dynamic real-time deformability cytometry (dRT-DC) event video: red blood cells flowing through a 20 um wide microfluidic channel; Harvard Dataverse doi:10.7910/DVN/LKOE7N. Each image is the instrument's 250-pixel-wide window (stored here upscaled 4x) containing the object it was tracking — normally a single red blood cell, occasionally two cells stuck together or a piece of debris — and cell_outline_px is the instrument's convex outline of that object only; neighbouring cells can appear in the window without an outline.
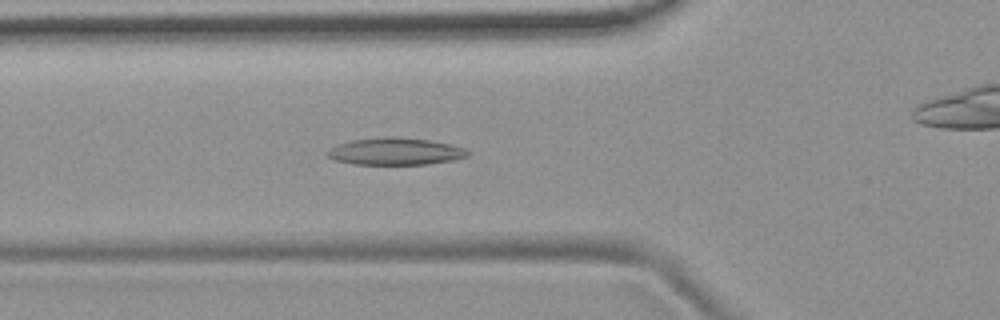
{"species": "common noctule bat (a hibernating species)", "species_latin": "Nyctalus noctula", "temperature_condition": "room temperature", "stored_images_in_passage": 45, "camera_frame_rate_fps": 3000, "um_per_image_px": 0.085, "animal": {"sex": "female", "body_mass_g": 19.9}, "frame": {"image": 1, "passage_image": 10, "time_ms": 3.0, "image_size_px": [1000, 320], "cell_outline_px": [[468, 156], [452, 160], [428, 164], [352, 164], [336, 160], [328, 156], [324, 152], [328, 148], [336, 144], [352, 140], [392, 136], [396, 136], [428, 140], [448, 144], [464, 148], [468, 152]], "centroid_in_image_um": [33.54, 12.87], "position_along_channel_um": 92.3, "area_um2": 22.08}}
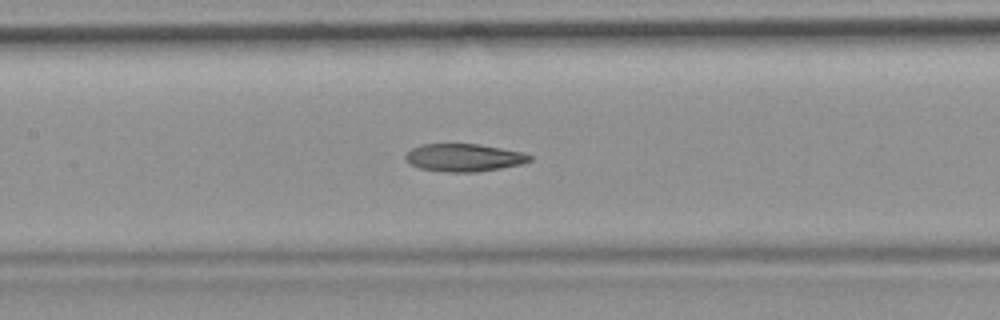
{"frame": {"image": 2, "passage_image": 16, "time_ms": 5.0, "image_size_px": [1000, 320], "cell_outline_px": [[532, 160], [524, 164], [476, 172], [448, 172], [420, 168], [408, 164], [404, 160], [404, 156], [412, 148], [424, 144], [480, 144], [524, 152], [532, 156]], "centroid_in_image_um": [39.45, 13.4], "position_along_channel_um": 168.0, "area_um2": 20.23}}
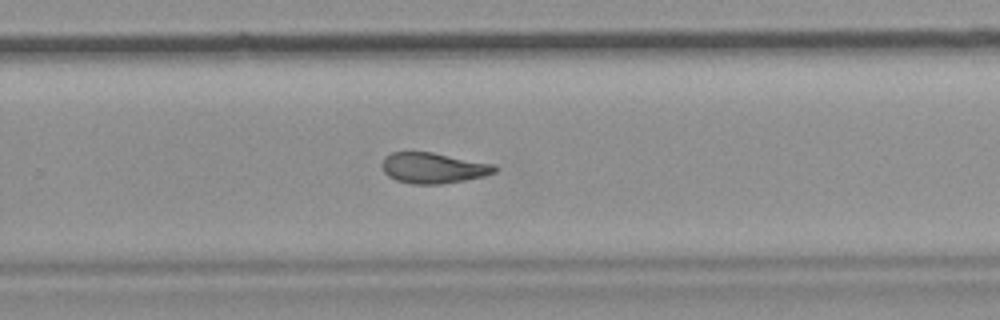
{"frame": {"image": 3, "passage_image": 26, "time_ms": 8.333, "image_size_px": [1000, 320], "cell_outline_px": [[496, 172], [484, 176], [464, 180], [440, 184], [412, 184], [396, 180], [388, 176], [384, 172], [380, 164], [384, 156], [392, 152], [432, 152], [496, 164]], "centroid_in_image_um": [36.81, 14.27], "position_along_channel_um": 293.0, "area_um2": 20.29}, "authors_computed_cell_mechanics": {"area_um2": 20.9236, "velocity_mm_per_s": 3.7703, "shape_relaxation_time_tau1_ms": null, "shape_relaxation_time_tau2_ms": 3.8032, "deformation_change_tau1": null, "deformation_change_tau2": 0.1114}}